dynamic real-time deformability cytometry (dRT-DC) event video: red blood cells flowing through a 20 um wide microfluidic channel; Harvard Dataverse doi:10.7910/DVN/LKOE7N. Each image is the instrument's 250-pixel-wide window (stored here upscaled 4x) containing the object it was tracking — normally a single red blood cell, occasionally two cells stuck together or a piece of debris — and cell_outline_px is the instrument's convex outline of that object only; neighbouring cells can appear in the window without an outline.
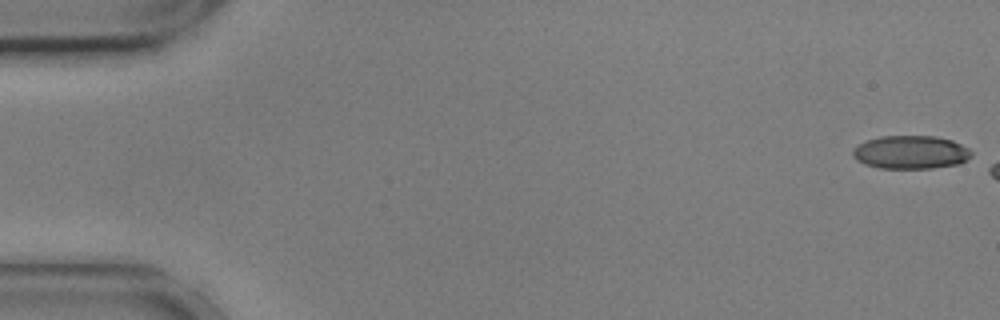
{"species": "common noctule bat (a hibernating species)", "species_latin": "Nyctalus noctula", "temperature_condition": "cold", "stored_images_in_passage": 9, "camera_frame_rate_fps": 3000, "um_per_image_px": 0.085, "animal": {"sex": "male", "body_mass_g": 17.9, "forearm_length_mm": 54.2}, "frame": {"image": 1, "passage_image": 1, "time_ms": 0.0, "image_size_px": [1000, 320], "cell_outline_px": [[972, 156], [968, 160], [960, 164], [932, 168], [880, 168], [864, 164], [856, 160], [852, 156], [852, 148], [868, 140], [880, 136], [936, 136], [952, 140], [968, 148], [972, 152]], "centroid_in_image_um": [77.42, 12.94], "position_along_channel_um": 7.6, "area_um2": 23.18}}